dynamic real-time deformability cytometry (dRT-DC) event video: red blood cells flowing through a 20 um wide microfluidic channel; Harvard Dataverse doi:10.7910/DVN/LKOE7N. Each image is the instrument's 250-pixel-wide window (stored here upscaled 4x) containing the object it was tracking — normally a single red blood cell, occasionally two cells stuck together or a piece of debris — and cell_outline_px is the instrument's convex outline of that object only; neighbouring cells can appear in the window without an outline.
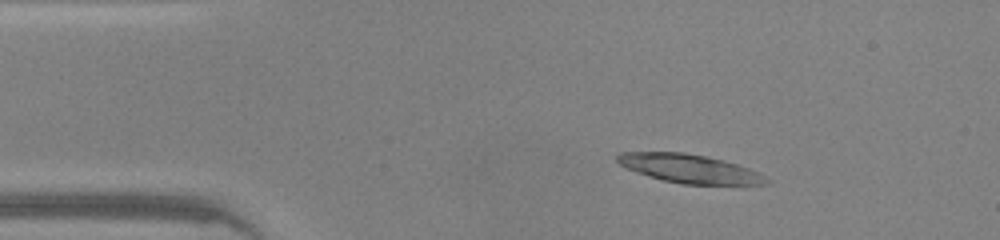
{"species": "common noctule bat (a hibernating species)", "species_latin": "Nyctalus noctula", "temperature_condition": "warm", "stored_images_in_passage": 46, "camera_frame_rate_fps": 3000, "um_per_image_px": 0.085, "animal": {"sex": "male", "body_mass_g": 20.0, "forearm_length_mm": 53.3}, "frame": {"image": 1, "passage_image": 7, "time_ms": 2.0, "image_size_px": [1000, 240], "cell_outline_px": [[772, 180], [768, 184], [684, 184], [664, 180], [636, 172], [620, 164], [616, 160], [616, 156], [620, 152], [684, 152], [724, 160], [748, 168]], "centroid_in_image_um": [58.6, 14.33], "position_along_channel_um": 26.4, "area_um2": 24.51}}
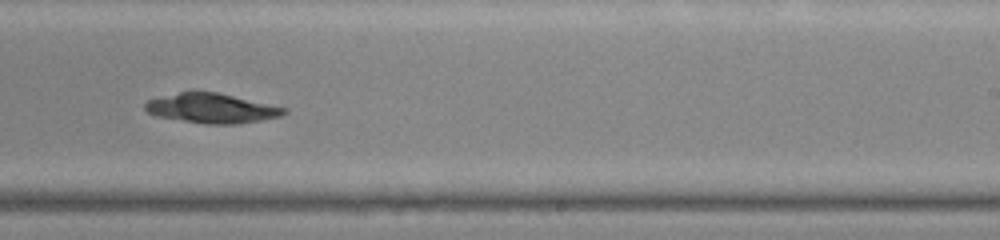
{"frame": {"image": 2, "passage_image": 28, "time_ms": 9.0, "image_size_px": [1000, 240], "cell_outline_px": [[288, 112], [280, 116], [240, 124], [208, 124], [156, 116], [148, 112], [144, 108], [144, 104], [148, 100], [192, 88], [216, 92], [288, 108]], "centroid_in_image_um": [17.98, 9.17], "position_along_channel_um": 271.0, "area_um2": 24.33}}
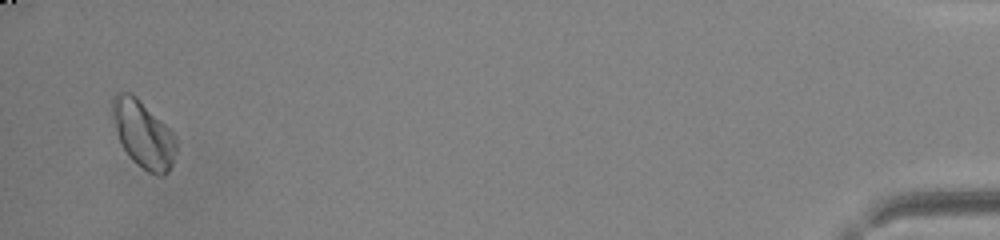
{"frame": {"image": 3, "passage_image": 45, "time_ms": 14.667, "image_size_px": [1000, 240], "cell_outline_px": [[176, 152], [172, 164], [168, 172], [164, 176], [160, 176], [148, 172], [132, 160], [120, 144], [116, 132], [112, 116], [112, 100], [116, 92], [128, 92], [136, 96], [172, 132], [176, 140]], "centroid_in_image_um": [12.16, 11.43], "position_along_channel_um": 423.0, "area_um2": 24.8}}